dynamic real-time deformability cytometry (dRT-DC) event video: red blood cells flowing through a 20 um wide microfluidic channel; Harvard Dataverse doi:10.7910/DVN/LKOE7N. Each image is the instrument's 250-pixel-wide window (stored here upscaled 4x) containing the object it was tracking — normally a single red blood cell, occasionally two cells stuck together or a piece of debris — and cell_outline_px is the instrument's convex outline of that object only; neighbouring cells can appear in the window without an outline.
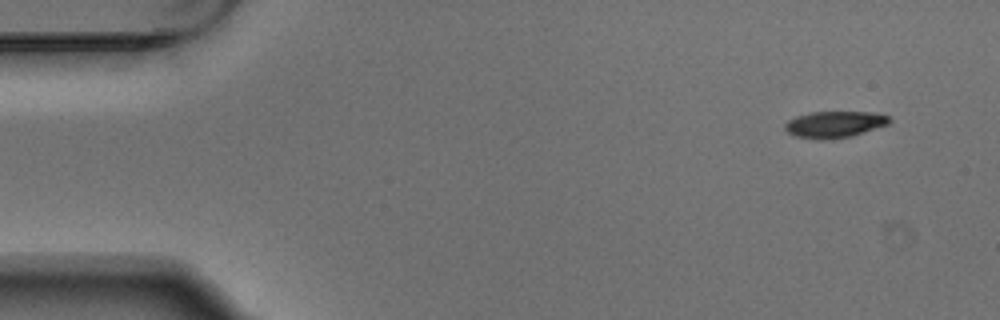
{"species": "Egyptian fruit bat (a non-hibernating species)", "species_latin": "Rousettus aegyptiacus", "temperature_condition": "warm", "stored_images_in_passage": 4, "camera_frame_rate_fps": 3000, "um_per_image_px": 0.085, "animal": {"sex": "male"}, "frame": {"image": 1, "passage_image": 1, "time_ms": 0.0, "image_size_px": [1000, 320], "cell_outline_px": [[892, 120], [888, 124], [852, 136], [824, 140], [816, 140], [796, 136], [788, 132], [784, 128], [784, 124], [788, 120], [796, 116], [812, 112], [880, 112], [888, 116]], "centroid_in_image_um": [70.94, 10.57], "position_along_channel_um": 14.1, "area_um2": 16.24}}